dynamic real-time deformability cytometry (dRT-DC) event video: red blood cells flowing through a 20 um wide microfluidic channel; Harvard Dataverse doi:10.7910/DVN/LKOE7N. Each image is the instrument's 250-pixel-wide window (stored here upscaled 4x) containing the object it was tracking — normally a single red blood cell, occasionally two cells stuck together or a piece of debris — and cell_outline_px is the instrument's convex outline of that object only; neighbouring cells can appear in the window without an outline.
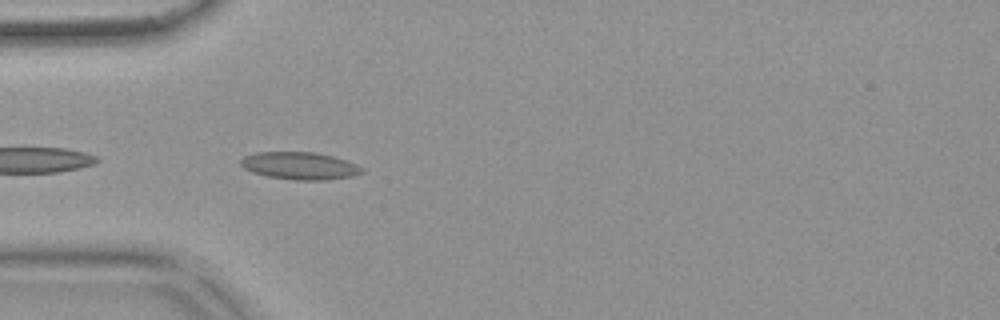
{"species": "common noctule bat (a hibernating species)", "species_latin": "Nyctalus noctula", "temperature_condition": "warm", "stored_images_in_passage": 9, "camera_frame_rate_fps": 3000, "um_per_image_px": 0.085, "animal": {"sex": "female", "body_mass_g": 18.4}, "frame": {"image": 1, "passage_image": 2, "time_ms": 0.333, "image_size_px": [1000, 320], "cell_outline_px": [[364, 172], [352, 176], [324, 180], [296, 180], [268, 176], [252, 172], [244, 168], [240, 164], [240, 160], [244, 156], [256, 152], [316, 152], [332, 156], [356, 164], [364, 168]], "centroid_in_image_um": [25.47, 14.09], "position_along_channel_um": 59.5, "area_um2": 19.31}}
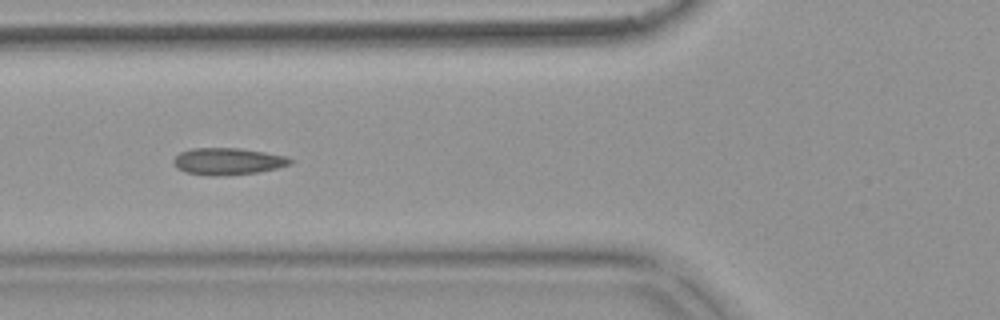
{"frame": {"image": 2, "passage_image": 6, "time_ms": 1.667, "image_size_px": [1000, 320], "cell_outline_px": [[296, 160], [292, 164], [276, 168], [256, 172], [216, 176], [212, 176], [184, 172], [176, 168], [172, 160], [180, 152], [192, 148], [240, 148], [288, 156]], "centroid_in_image_um": [19.38, 13.71], "position_along_channel_um": 106.4, "area_um2": 18.38}}